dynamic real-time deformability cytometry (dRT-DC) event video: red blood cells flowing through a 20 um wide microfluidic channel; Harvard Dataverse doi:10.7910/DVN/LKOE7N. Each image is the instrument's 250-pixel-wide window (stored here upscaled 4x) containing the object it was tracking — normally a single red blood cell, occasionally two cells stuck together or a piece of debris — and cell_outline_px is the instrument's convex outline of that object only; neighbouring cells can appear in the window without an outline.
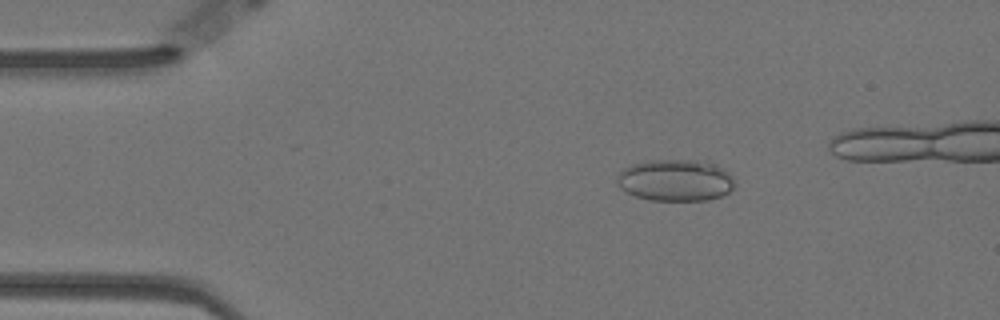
{"species": "Egyptian fruit bat (a non-hibernating species)", "species_latin": "Rousettus aegyptiacus", "temperature_condition": "warm", "stored_images_in_passage": 51, "camera_frame_rate_fps": 3000, "um_per_image_px": 0.085, "animal": {"sex": "female"}, "frame": {"image": 1, "passage_image": 10, "time_ms": 3.0, "image_size_px": [1000, 320], "cell_outline_px": [[732, 188], [728, 192], [720, 196], [708, 200], [652, 200], [636, 196], [620, 188], [616, 180], [616, 176], [624, 168], [632, 164], [652, 160], [708, 160], [716, 164], [728, 172], [732, 176]], "centroid_in_image_um": [57.41, 15.3], "position_along_channel_um": 27.6, "area_um2": 28.55}}
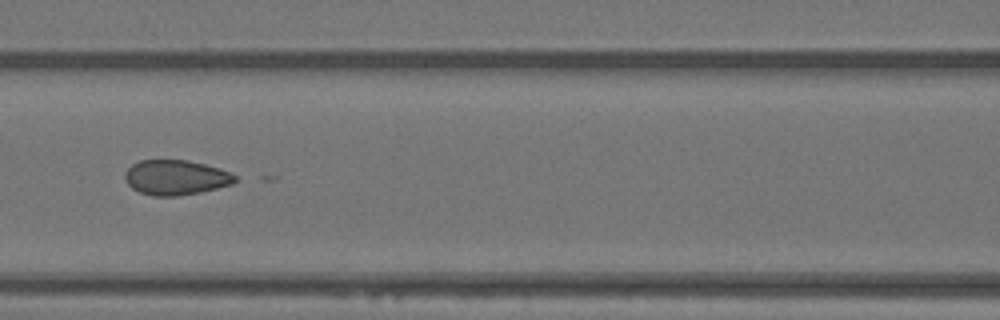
{"frame": {"image": 2, "passage_image": 25, "time_ms": 8.0, "image_size_px": [1000, 320], "cell_outline_px": [[236, 180], [232, 184], [200, 192], [176, 196], [152, 196], [140, 192], [132, 188], [124, 180], [124, 172], [132, 164], [140, 160], [188, 160], [220, 168], [236, 176]], "centroid_in_image_um": [14.9, 15.08], "position_along_channel_um": 151.7, "area_um2": 22.43}}
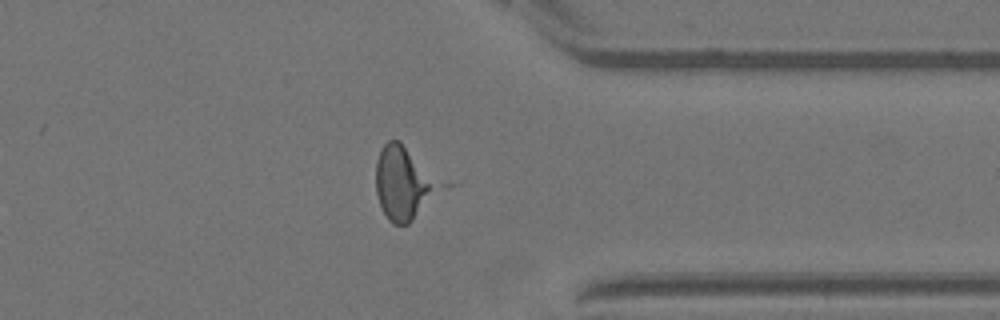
{"frame": {"image": 3, "passage_image": 45, "time_ms": 14.667, "image_size_px": [1000, 320], "cell_outline_px": [[428, 188], [412, 220], [408, 224], [392, 224], [388, 220], [380, 204], [376, 192], [376, 160], [384, 144], [388, 140], [400, 140], [428, 184]], "centroid_in_image_um": [33.9, 15.58], "position_along_channel_um": 377.5, "area_um2": 22.48}}